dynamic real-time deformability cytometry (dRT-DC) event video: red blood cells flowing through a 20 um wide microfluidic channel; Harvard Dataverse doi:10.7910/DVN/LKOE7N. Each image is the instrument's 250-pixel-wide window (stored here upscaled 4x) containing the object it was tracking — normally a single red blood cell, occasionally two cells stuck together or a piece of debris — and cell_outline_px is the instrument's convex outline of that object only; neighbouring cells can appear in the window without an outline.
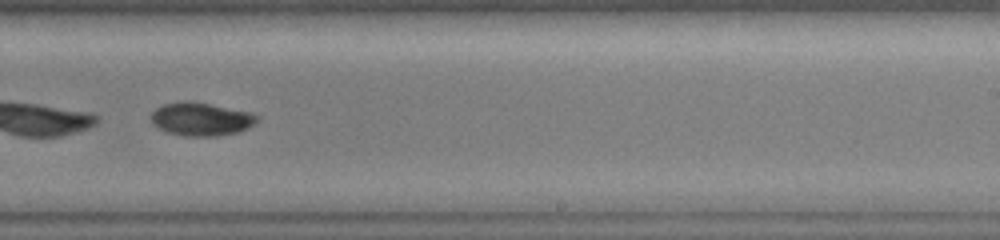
{"species": "common noctule bat (a hibernating species)", "species_latin": "Nyctalus noctula", "temperature_condition": "warm", "stored_images_in_passage": 21, "camera_frame_rate_fps": 3000, "um_per_image_px": 0.085, "animal": {"sex": "female", "body_mass_g": 19.0, "forearm_length_mm": 51.5}, "frame": {"image": 1, "passage_image": 12, "time_ms": 3.667, "image_size_px": [1000, 240], "cell_outline_px": [[260, 120], [256, 124], [236, 132], [212, 136], [188, 136], [168, 132], [160, 128], [152, 120], [152, 112], [156, 108], [164, 104], [180, 100], [192, 100], [252, 112], [260, 116]], "centroid_in_image_um": [17.15, 10.09], "position_along_channel_um": 271.8, "area_um2": 20.58}}